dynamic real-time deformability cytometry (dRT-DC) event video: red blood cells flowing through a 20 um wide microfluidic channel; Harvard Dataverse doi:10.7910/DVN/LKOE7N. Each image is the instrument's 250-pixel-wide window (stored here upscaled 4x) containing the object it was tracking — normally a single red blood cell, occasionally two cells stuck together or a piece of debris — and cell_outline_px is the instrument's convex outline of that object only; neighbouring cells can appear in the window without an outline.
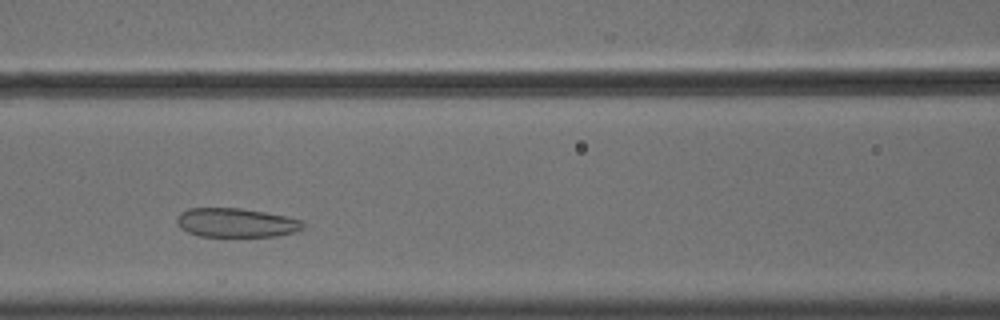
{"species": "common noctule bat (a hibernating species)", "species_latin": "Nyctalus noctula", "temperature_condition": "cold", "stored_images_in_passage": 21, "camera_frame_rate_fps": 3000, "um_per_image_px": 0.085, "animal": {"sex": "male", "body_mass_g": 18.8}, "frame": {"image": 1, "passage_image": 10, "time_ms": 3.0, "image_size_px": [1000, 320], "cell_outline_px": [[304, 228], [292, 232], [276, 236], [200, 236], [188, 232], [180, 228], [176, 220], [176, 216], [180, 212], [188, 208], [240, 208], [264, 212], [304, 220]], "centroid_in_image_um": [20.04, 18.92], "position_along_channel_um": 146.6, "area_um2": 21.33}}
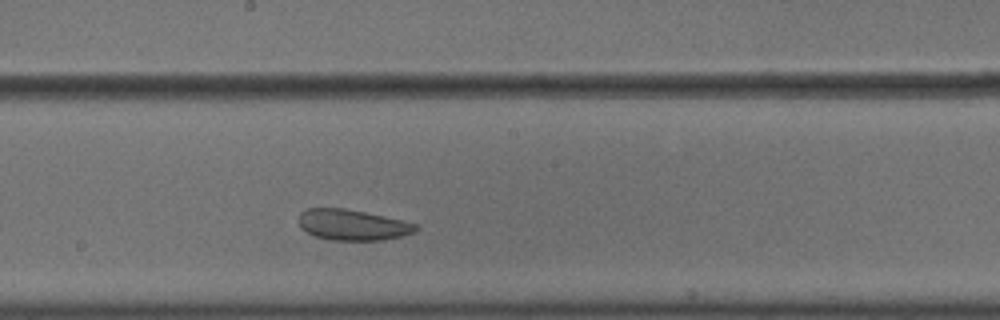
{"frame": {"image": 2, "passage_image": 16, "time_ms": 5.0, "image_size_px": [1000, 320], "cell_outline_px": [[420, 228], [416, 232], [400, 236], [380, 240], [328, 240], [316, 236], [300, 228], [300, 212], [308, 208], [344, 208], [404, 220], [416, 224]], "centroid_in_image_um": [29.99, 19.11], "position_along_channel_um": 218.2, "area_um2": 20.92}}
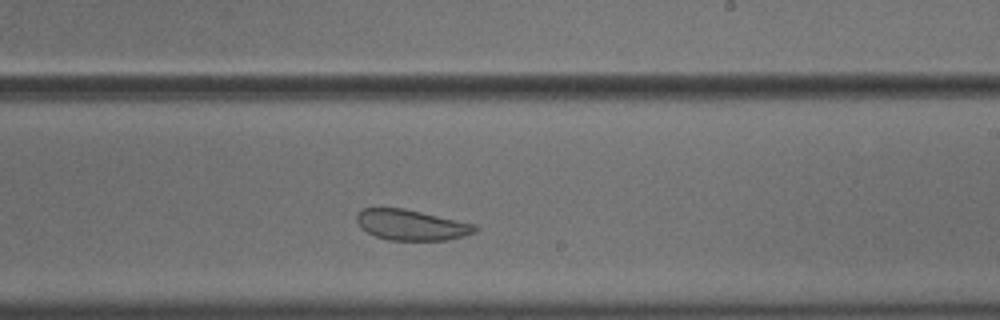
{"frame": {"image": 3, "passage_image": 19, "time_ms": 6.0, "image_size_px": [1000, 320], "cell_outline_px": [[476, 232], [464, 236], [448, 240], [388, 240], [376, 236], [360, 228], [356, 220], [356, 212], [360, 208], [404, 208], [476, 224]], "centroid_in_image_um": [34.94, 19.11], "position_along_channel_um": 254.1, "area_um2": 21.21}}